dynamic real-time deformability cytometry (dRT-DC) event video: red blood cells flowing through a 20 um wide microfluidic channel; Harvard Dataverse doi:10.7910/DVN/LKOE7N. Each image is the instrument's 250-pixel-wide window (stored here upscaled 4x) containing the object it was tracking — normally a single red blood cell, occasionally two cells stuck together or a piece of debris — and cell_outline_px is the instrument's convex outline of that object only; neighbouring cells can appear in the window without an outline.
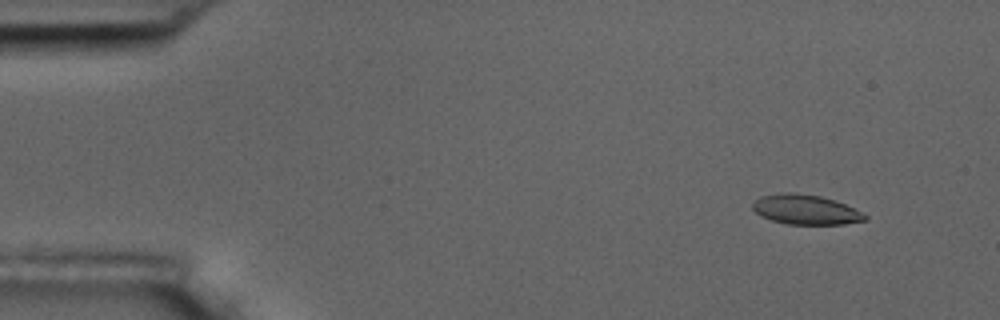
{"species": "common noctule bat (a hibernating species)", "species_latin": "Nyctalus noctula", "temperature_condition": "room temperature", "stored_images_in_passage": 5, "camera_frame_rate_fps": 3000, "um_per_image_px": 0.085, "animal": {"sex": "male", "body_mass_g": 17.5, "forearm_length_mm": 52.3}, "frame": {"image": 1, "passage_image": 2, "time_ms": 1.333, "image_size_px": [1000, 320], "cell_outline_px": [[868, 220], [844, 224], [788, 224], [772, 220], [760, 216], [752, 208], [752, 204], [760, 196], [784, 192], [792, 192], [820, 196], [836, 200], [868, 216]], "centroid_in_image_um": [68.47, 17.81], "position_along_channel_um": 16.5, "area_um2": 19.42}}
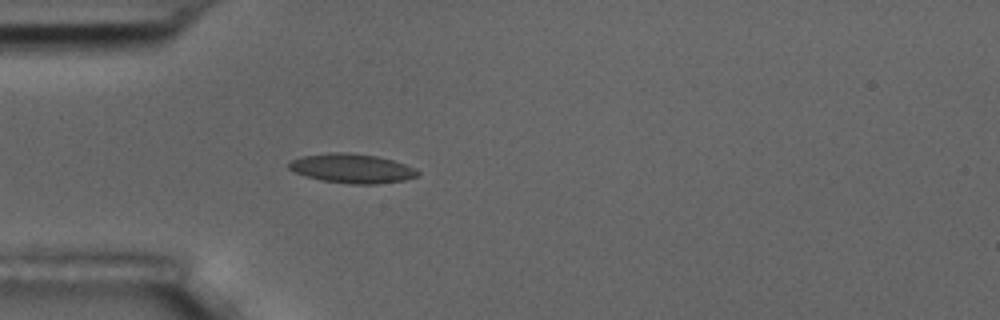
{"frame": {"image": 2, "passage_image": 5, "time_ms": 5.0, "image_size_px": [1000, 320], "cell_outline_px": [[420, 172], [416, 176], [404, 180], [376, 184], [352, 184], [324, 180], [308, 176], [296, 172], [288, 168], [288, 164], [292, 160], [300, 156], [328, 152], [348, 152], [376, 156], [392, 160], [404, 164]], "centroid_in_image_um": [29.89, 14.3], "position_along_channel_um": 55.1, "area_um2": 21.68}}